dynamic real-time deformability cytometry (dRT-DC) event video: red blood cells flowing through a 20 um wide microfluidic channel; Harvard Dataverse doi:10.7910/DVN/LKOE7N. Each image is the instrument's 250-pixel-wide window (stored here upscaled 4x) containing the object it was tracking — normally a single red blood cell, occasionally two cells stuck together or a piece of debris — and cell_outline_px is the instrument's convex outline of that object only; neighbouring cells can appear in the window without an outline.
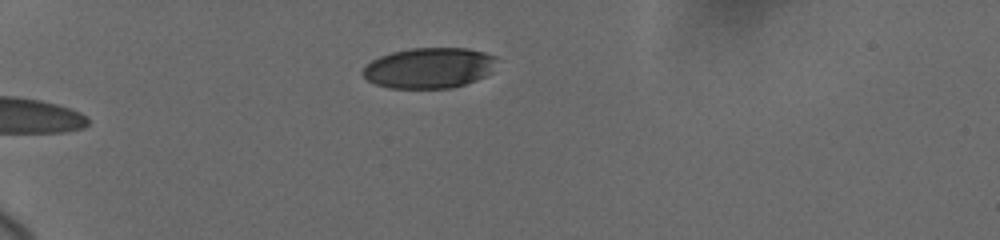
{"species": "human", "species_latin": "Homo sapiens", "temperature_condition": "cold", "stored_images_in_passage": 29, "camera_frame_rate_fps": 3000, "um_per_image_px": 0.085, "donor": {"sex": "female"}, "frame": {"image": 1, "passage_image": 2, "time_ms": 0.333, "image_size_px": [1000, 240], "cell_outline_px": [[496, 60], [492, 72], [476, 80], [452, 88], [388, 88], [376, 84], [368, 80], [364, 76], [364, 68], [372, 60], [380, 56], [392, 52], [412, 48], [468, 48], [484, 52], [496, 56]], "centroid_in_image_um": [36.5, 5.77], "position_along_channel_um": 48.5, "area_um2": 31.56}}
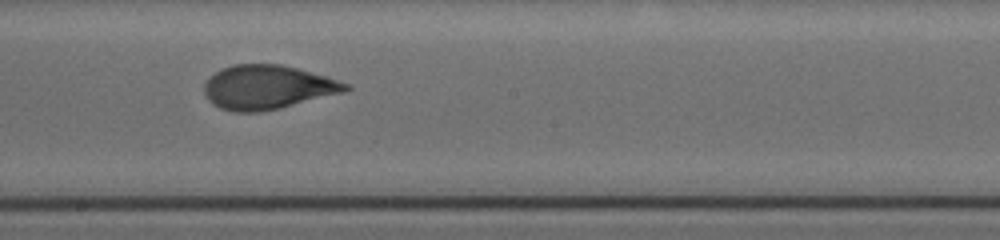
{"frame": {"image": 2, "passage_image": 13, "time_ms": 6.333, "image_size_px": [1000, 240], "cell_outline_px": [[352, 88], [340, 92], [260, 112], [232, 112], [220, 108], [212, 104], [208, 100], [204, 92], [204, 84], [216, 72], [232, 64], [280, 64], [328, 76], [352, 84]], "centroid_in_image_um": [22.71, 7.4], "position_along_channel_um": 225.5, "area_um2": 35.84}}
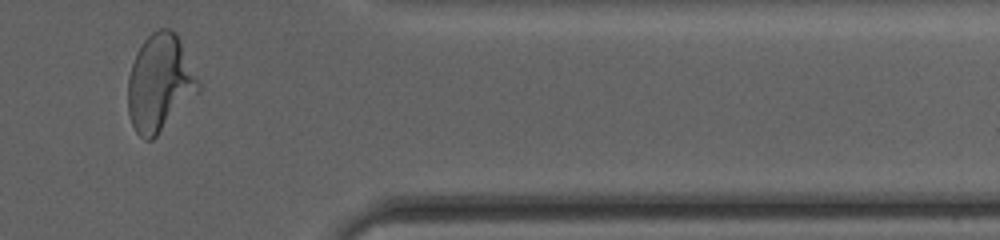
{"frame": {"image": 3, "passage_image": 24, "time_ms": 11.333, "image_size_px": [1000, 240], "cell_outline_px": [[200, 92], [152, 140], [144, 140], [136, 132], [132, 124], [128, 112], [128, 76], [136, 52], [144, 40], [152, 32], [160, 28], [168, 28], [176, 32], [180, 40], [200, 84]], "centroid_in_image_um": [13.58, 7.06], "position_along_channel_um": 397.8, "area_um2": 39.77}, "authors_computed_cell_mechanics": {"area_um2": 36.0094, "velocity_mm_per_s": 3.6793, "shape_relaxation_time_tau1_ms": 5.1984, "shape_relaxation_time_tau2_ms": null, "deformation_change_tau1": 0.1779, "deformation_change_tau2": null}}